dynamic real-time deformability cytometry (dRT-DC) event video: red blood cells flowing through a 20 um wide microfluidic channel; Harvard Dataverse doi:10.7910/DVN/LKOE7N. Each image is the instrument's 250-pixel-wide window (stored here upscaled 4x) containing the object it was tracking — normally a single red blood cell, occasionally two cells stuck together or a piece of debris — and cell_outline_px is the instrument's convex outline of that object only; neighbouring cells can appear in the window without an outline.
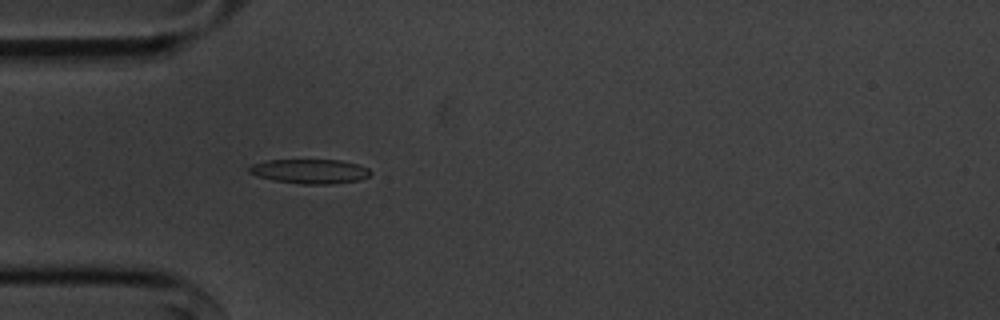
{"species": "common noctule bat (a hibernating species)", "species_latin": "Nyctalus noctula", "temperature_condition": "cold", "stored_images_in_passage": 49, "camera_frame_rate_fps": 3000, "um_per_image_px": 0.085, "animal": {"sex": "male", "body_mass_g": 20.1, "forearm_length_mm": 53.5}, "frame": {"image": 1, "passage_image": 10, "time_ms": 3.0, "image_size_px": [1000, 320], "cell_outline_px": [[372, 172], [368, 176], [360, 180], [332, 184], [300, 184], [272, 180], [256, 176], [248, 172], [248, 168], [252, 164], [268, 160], [340, 160], [360, 164], [368, 168]], "centroid_in_image_um": [26.34, 14.56], "position_along_channel_um": 58.7, "area_um2": 17.46}}
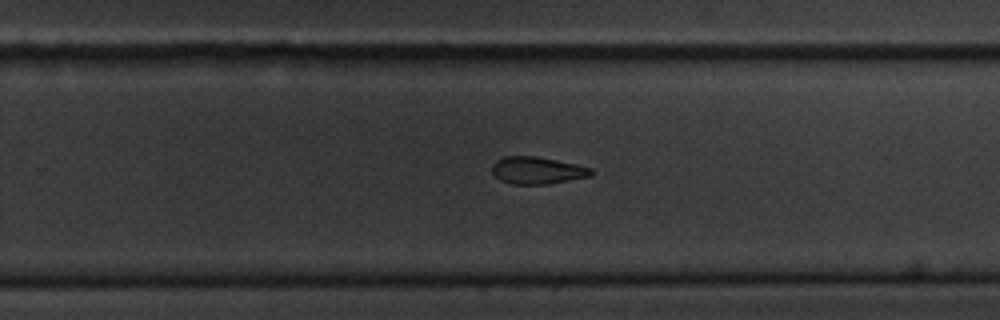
{"frame": {"image": 2, "passage_image": 29, "time_ms": 9.333, "image_size_px": [1000, 320], "cell_outline_px": [[592, 176], [548, 184], [512, 184], [500, 180], [492, 172], [492, 164], [496, 160], [504, 156], [536, 156], [576, 164], [592, 168]], "centroid_in_image_um": [45.66, 14.48], "position_along_channel_um": 284.1, "area_um2": 15.72}}
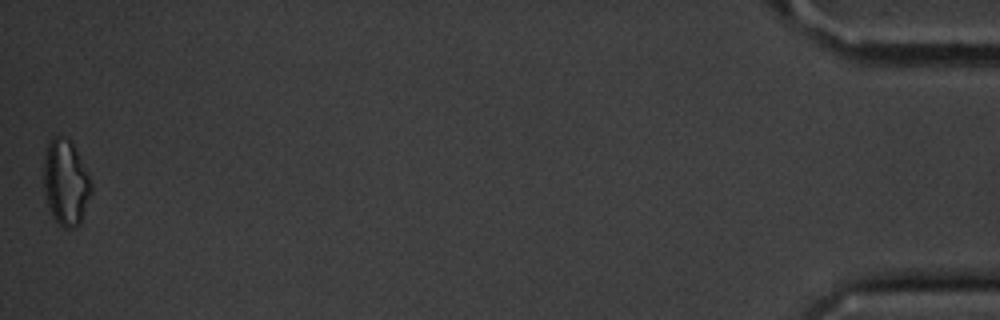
{"frame": {"image": 3, "passage_image": 49, "time_ms": 16.0, "image_size_px": [1000, 320], "cell_outline_px": [[92, 192], [80, 224], [72, 228], [64, 228], [52, 216], [44, 192], [44, 160], [48, 144], [56, 136], [60, 136], [72, 140], [92, 184]], "centroid_in_image_um": [5.6, 15.53], "position_along_channel_um": 429.6, "area_um2": 23.52}, "authors_computed_cell_mechanics": {"area_um2": 16.8198, "velocity_mm_per_s": 3.5919, "shape_relaxation_time_tau1_ms": 5.119, "shape_relaxation_time_tau2_ms": null, "deformation_change_tau1": 0.1325, "deformation_change_tau2": null}}